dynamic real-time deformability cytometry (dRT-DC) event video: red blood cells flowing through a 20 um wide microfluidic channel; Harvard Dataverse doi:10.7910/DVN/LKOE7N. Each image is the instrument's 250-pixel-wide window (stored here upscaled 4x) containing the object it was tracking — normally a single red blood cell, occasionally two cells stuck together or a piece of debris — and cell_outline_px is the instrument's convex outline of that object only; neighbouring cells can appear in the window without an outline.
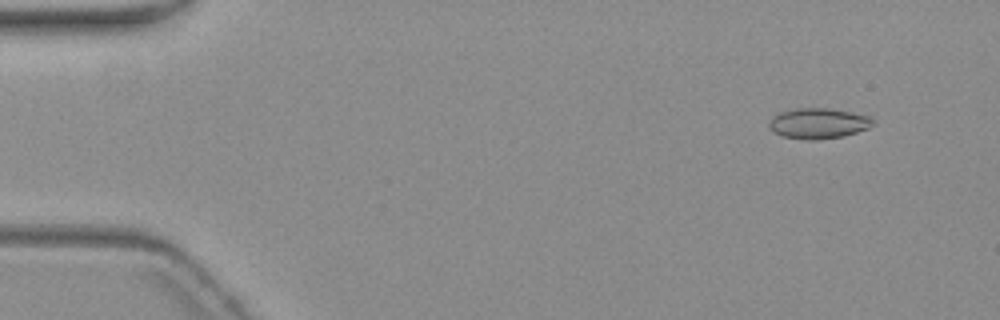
{"species": "common noctule bat (a hibernating species)", "species_latin": "Nyctalus noctula", "temperature_condition": "warm", "stored_images_in_passage": 11, "camera_frame_rate_fps": 3000, "um_per_image_px": 0.085, "animal": {"sex": "female", "body_mass_g": 19.3, "forearm_length_mm": 54.1}, "frame": {"image": 1, "passage_image": 2, "time_ms": 1.0, "image_size_px": [1000, 320], "cell_outline_px": [[876, 124], [868, 128], [844, 136], [816, 140], [804, 140], [780, 136], [772, 132], [768, 128], [768, 120], [772, 116], [780, 112], [796, 108], [832, 108], [872, 116]], "centroid_in_image_um": [69.54, 10.49], "position_along_channel_um": 15.5, "area_um2": 19.02}}
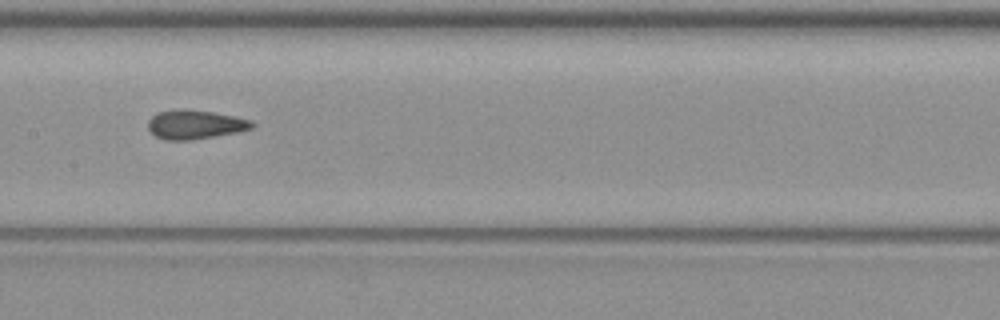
{"frame": {"image": 2, "passage_image": 8, "time_ms": 9.0, "image_size_px": [1000, 320], "cell_outline_px": [[256, 124], [252, 128], [236, 132], [216, 136], [192, 140], [164, 140], [156, 136], [148, 128], [148, 120], [156, 112], [180, 108], [184, 108], [212, 112], [252, 120]], "centroid_in_image_um": [16.56, 10.58], "position_along_channel_um": 190.8, "area_um2": 17.69}}
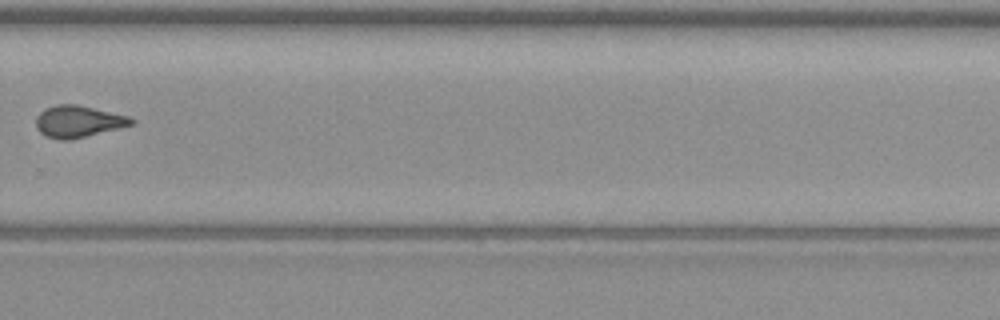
{"frame": {"image": 3, "passage_image": 11, "time_ms": 12.667, "image_size_px": [1000, 320], "cell_outline_px": [[136, 120], [132, 124], [120, 128], [72, 140], [56, 140], [44, 136], [36, 128], [36, 116], [44, 108], [56, 104], [76, 104], [128, 116]], "centroid_in_image_um": [6.61, 10.34], "position_along_channel_um": 323.2, "area_um2": 17.86}}